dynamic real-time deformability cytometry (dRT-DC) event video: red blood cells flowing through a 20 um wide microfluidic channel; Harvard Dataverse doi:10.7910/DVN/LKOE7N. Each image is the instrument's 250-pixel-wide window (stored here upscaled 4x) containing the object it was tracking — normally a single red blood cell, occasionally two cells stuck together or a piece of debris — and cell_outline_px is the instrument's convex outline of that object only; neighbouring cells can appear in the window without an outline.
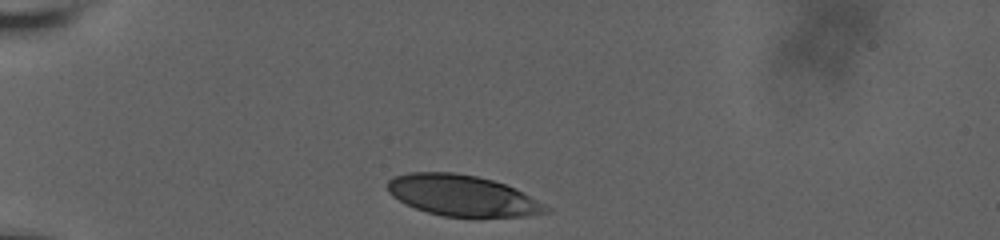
{"species": "human", "species_latin": "Homo sapiens", "temperature_condition": "room temperature", "stored_images_in_passage": 7, "camera_frame_rate_fps": 3000, "um_per_image_px": 0.085, "donor": {"sex": "male"}, "frame": {"image": 1, "passage_image": 1, "time_ms": 0.0, "image_size_px": [1000, 240], "cell_outline_px": [[552, 212], [524, 216], [444, 216], [428, 212], [416, 208], [392, 196], [388, 192], [388, 180], [392, 176], [408, 172], [452, 172], [476, 176], [492, 180], [516, 188], [552, 208]], "centroid_in_image_um": [39.31, 16.61], "position_along_channel_um": 45.7, "area_um2": 37.63}}
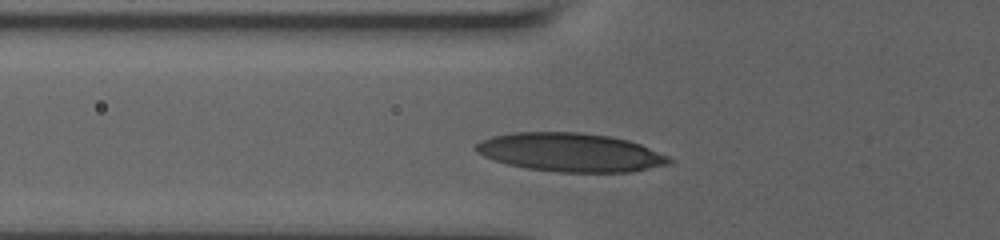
{"frame": {"image": 2, "passage_image": 4, "time_ms": 2.0, "image_size_px": [1000, 240], "cell_outline_px": [[672, 160], [668, 164], [628, 172], [560, 172], [528, 168], [508, 164], [484, 156], [476, 152], [476, 144], [480, 140], [492, 136], [512, 132], [580, 132], [608, 136], [628, 140], [640, 144], [668, 156]], "centroid_in_image_um": [48.46, 12.94], "position_along_channel_um": 77.3, "area_um2": 43.12}}
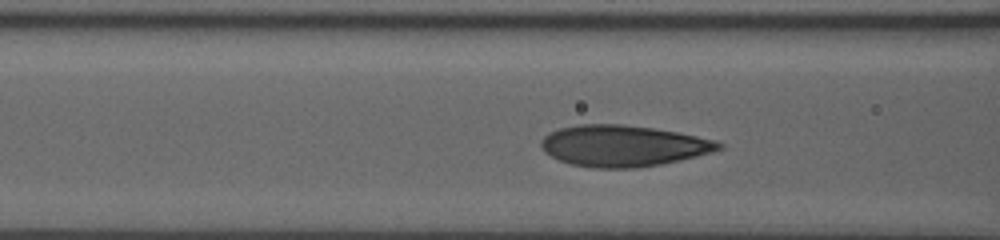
{"frame": {"image": 3, "passage_image": 6, "time_ms": 3.0, "image_size_px": [1000, 240], "cell_outline_px": [[724, 148], [712, 152], [696, 156], [660, 164], [632, 168], [592, 168], [568, 164], [544, 152], [540, 144], [540, 140], [548, 132], [560, 128], [580, 124], [624, 124], [652, 128], [676, 132], [716, 140], [724, 144]], "centroid_in_image_um": [52.94, 12.39], "position_along_channel_um": 113.7, "area_um2": 42.71}}